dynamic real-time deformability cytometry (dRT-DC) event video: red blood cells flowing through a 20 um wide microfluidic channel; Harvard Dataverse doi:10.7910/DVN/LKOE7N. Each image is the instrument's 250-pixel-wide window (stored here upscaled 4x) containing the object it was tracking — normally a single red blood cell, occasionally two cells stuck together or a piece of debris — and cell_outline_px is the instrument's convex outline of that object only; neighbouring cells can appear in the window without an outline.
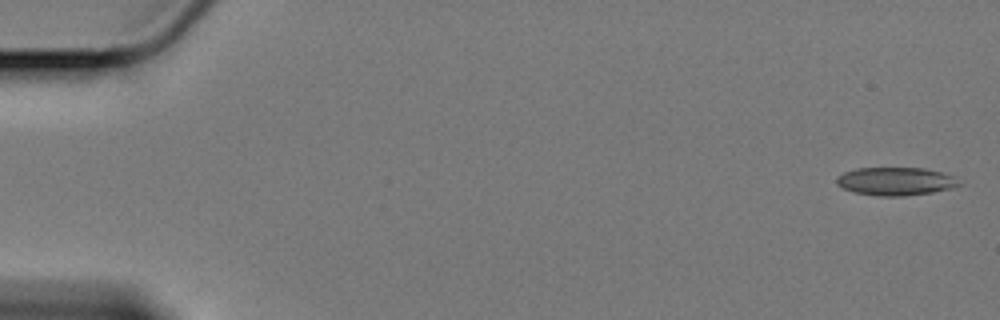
{"species": "Egyptian fruit bat (a non-hibernating species)", "species_latin": "Rousettus aegyptiacus", "temperature_condition": "cold", "stored_images_in_passage": 59, "camera_frame_rate_fps": 3000, "um_per_image_px": 0.085, "animal": {"sex": "female"}, "frame": {"image": 1, "passage_image": 1, "time_ms": 0.0, "image_size_px": [1000, 320], "cell_outline_px": [[960, 184], [948, 188], [932, 192], [904, 196], [876, 196], [856, 192], [844, 188], [836, 184], [836, 176], [844, 172], [856, 168], [924, 168], [940, 172], [952, 176]], "centroid_in_image_um": [76.05, 15.41], "position_along_channel_um": 8.9, "area_um2": 19.77}}
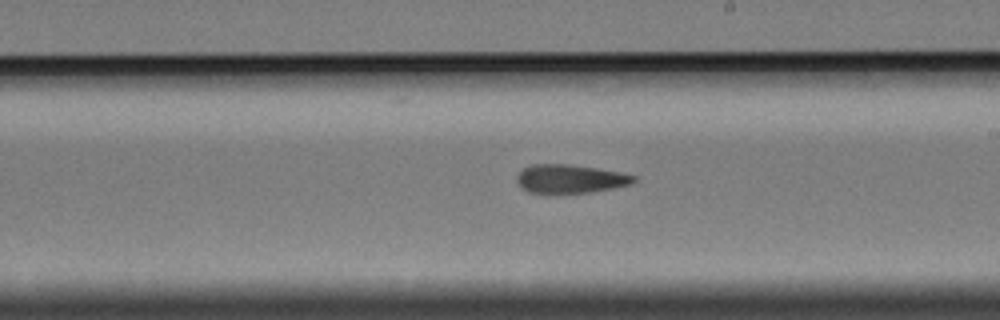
{"frame": {"image": 2, "passage_image": 34, "time_ms": 11.0, "image_size_px": [1000, 320], "cell_outline_px": [[636, 180], [632, 184], [612, 188], [588, 192], [528, 192], [516, 180], [516, 176], [524, 168], [532, 164], [568, 164], [596, 168], [620, 172], [636, 176]], "centroid_in_image_um": [48.49, 15.18], "position_along_channel_um": 240.5, "area_um2": 19.07}}
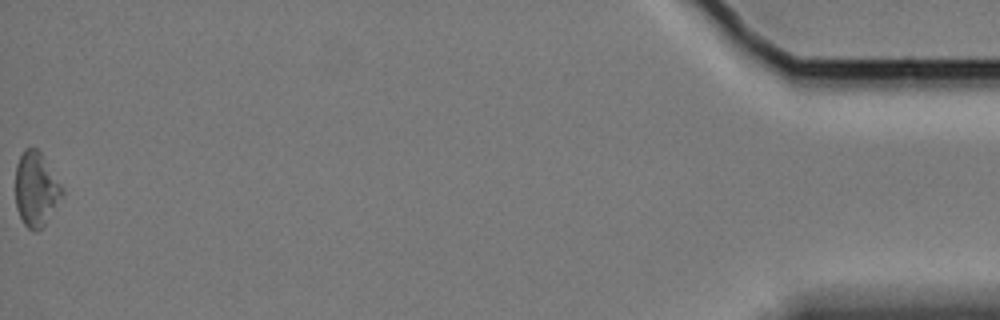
{"frame": {"image": 3, "passage_image": 59, "time_ms": 19.333, "image_size_px": [1000, 320], "cell_outline_px": [[64, 192], [44, 224], [36, 232], [28, 228], [24, 224], [16, 208], [16, 164], [24, 148], [36, 148], [40, 152], [64, 188]], "centroid_in_image_um": [3.05, 16.06], "position_along_channel_um": 432.2, "area_um2": 19.88}, "authors_computed_cell_mechanics": {"area_um2": 20.0566, "velocity_mm_per_s": 3.4006, "shape_relaxation_time_tau1_ms": null, "shape_relaxation_time_tau2_ms": 3.4208, "deformation_change_tau1": null, "deformation_change_tau2": 0.1212}}